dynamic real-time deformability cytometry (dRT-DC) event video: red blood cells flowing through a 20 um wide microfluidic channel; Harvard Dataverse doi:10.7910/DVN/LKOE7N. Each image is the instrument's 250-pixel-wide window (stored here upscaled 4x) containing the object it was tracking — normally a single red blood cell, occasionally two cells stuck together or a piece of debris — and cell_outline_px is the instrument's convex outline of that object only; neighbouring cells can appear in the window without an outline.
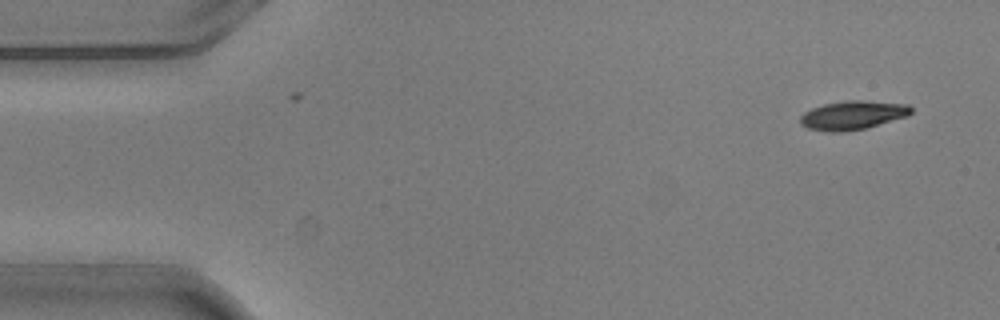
{"species": "common noctule bat (a hibernating species)", "species_latin": "Nyctalus noctula", "temperature_condition": "warm", "stored_images_in_passage": 2, "camera_frame_rate_fps": 3000, "um_per_image_px": 0.085, "animal": {"sex": "male", "body_mass_g": 20.5, "forearm_length_mm": 52.5}, "frame": {"image": 1, "passage_image": 2, "time_ms": 0.333, "image_size_px": [1000, 320], "cell_outline_px": [[912, 112], [908, 116], [864, 128], [840, 132], [828, 132], [808, 128], [800, 124], [800, 116], [804, 112], [812, 108], [824, 104], [848, 100], [860, 100], [908, 104], [912, 108]], "centroid_in_image_um": [72.47, 9.78], "position_along_channel_um": 12.5, "area_um2": 18.5}}